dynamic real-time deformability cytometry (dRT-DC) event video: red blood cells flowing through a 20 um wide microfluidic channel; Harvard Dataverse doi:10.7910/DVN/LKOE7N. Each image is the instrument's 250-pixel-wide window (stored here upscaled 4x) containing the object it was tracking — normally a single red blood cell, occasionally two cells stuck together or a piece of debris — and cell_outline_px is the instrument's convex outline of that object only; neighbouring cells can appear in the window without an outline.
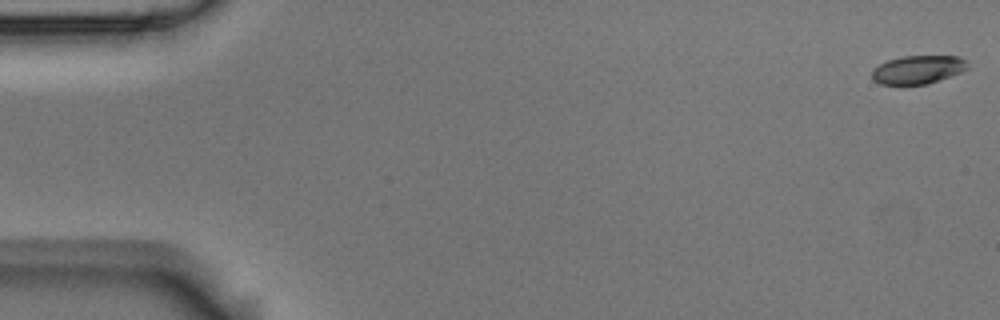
{"species": "Egyptian fruit bat (a non-hibernating species)", "species_latin": "Rousettus aegyptiacus", "temperature_condition": "room temperature", "stored_images_in_passage": 55, "camera_frame_rate_fps": 3000, "um_per_image_px": 0.085, "animal": {"sex": "male"}, "frame": {"image": 1, "passage_image": 1, "time_ms": 0.0, "image_size_px": [1000, 320], "cell_outline_px": [[968, 68], [960, 72], [928, 84], [880, 84], [872, 80], [872, 68], [888, 60], [904, 56], [956, 56], [964, 60]], "centroid_in_image_um": [77.97, 5.92], "position_along_channel_um": 7.0, "area_um2": 15.61}}
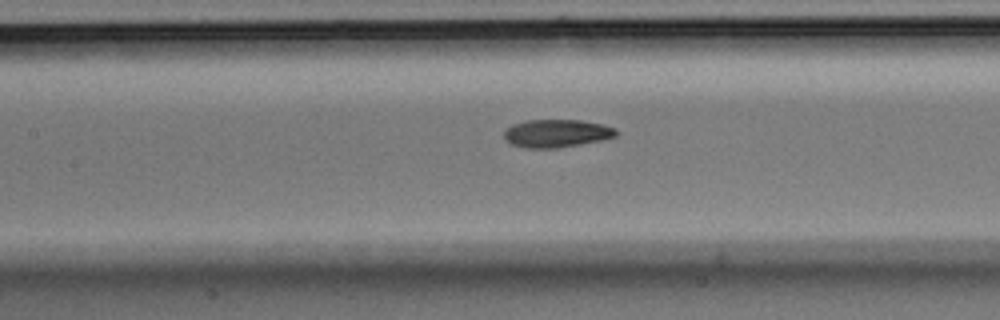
{"frame": {"image": 2, "passage_image": 25, "time_ms": 8.0, "image_size_px": [1000, 320], "cell_outline_px": [[620, 132], [616, 136], [604, 140], [556, 148], [524, 148], [512, 144], [504, 140], [504, 132], [512, 124], [524, 120], [580, 120], [600, 124], [616, 128]], "centroid_in_image_um": [47.31, 11.34], "position_along_channel_um": 160.1, "area_um2": 18.38}}
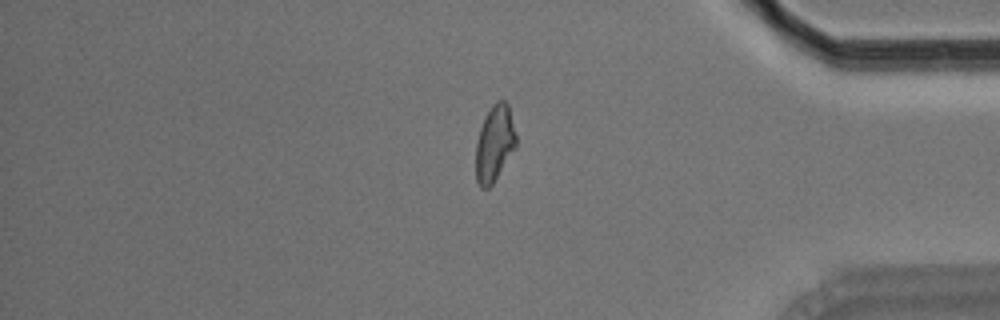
{"frame": {"image": 3, "passage_image": 46, "time_ms": 15.0, "image_size_px": [1000, 320], "cell_outline_px": [[516, 148], [492, 184], [488, 188], [480, 188], [476, 180], [476, 144], [480, 128], [484, 116], [492, 104], [496, 100], [504, 100], [508, 104], [516, 136]], "centroid_in_image_um": [42.03, 12.18], "position_along_channel_um": 393.2, "area_um2": 17.92}, "authors_computed_cell_mechanics": {"area_um2": 18.1492, "velocity_mm_per_s": 3.6925, "shape_relaxation_time_tau1_ms": 5.0145, "shape_relaxation_time_tau2_ms": 3.2677, "deformation_change_tau1": 0.1681, "deformation_change_tau2": 0.0906}}